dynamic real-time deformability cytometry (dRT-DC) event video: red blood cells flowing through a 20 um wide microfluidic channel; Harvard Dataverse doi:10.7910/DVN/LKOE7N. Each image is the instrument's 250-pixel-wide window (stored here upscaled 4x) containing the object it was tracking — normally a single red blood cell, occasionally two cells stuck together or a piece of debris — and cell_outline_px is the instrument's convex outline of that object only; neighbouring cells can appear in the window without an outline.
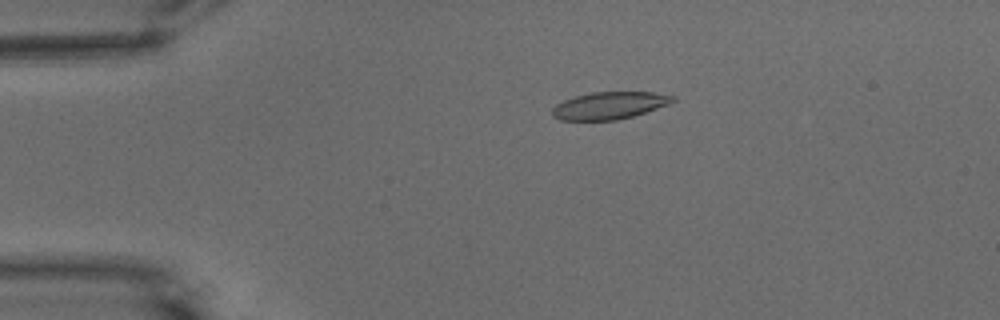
{"species": "common noctule bat (a hibernating species)", "species_latin": "Nyctalus noctula", "temperature_condition": "warm", "stored_images_in_passage": 54, "camera_frame_rate_fps": 3000, "um_per_image_px": 0.085, "animal": {"sex": "male", "body_mass_g": 15.6}, "frame": {"image": 1, "passage_image": 12, "time_ms": 3.667, "image_size_px": [1000, 320], "cell_outline_px": [[676, 100], [668, 104], [632, 116], [616, 120], [560, 120], [552, 116], [552, 108], [556, 104], [564, 100], [576, 96], [592, 92], [652, 92], [676, 96]], "centroid_in_image_um": [51.78, 8.96], "position_along_channel_um": 33.2, "area_um2": 19.02}}
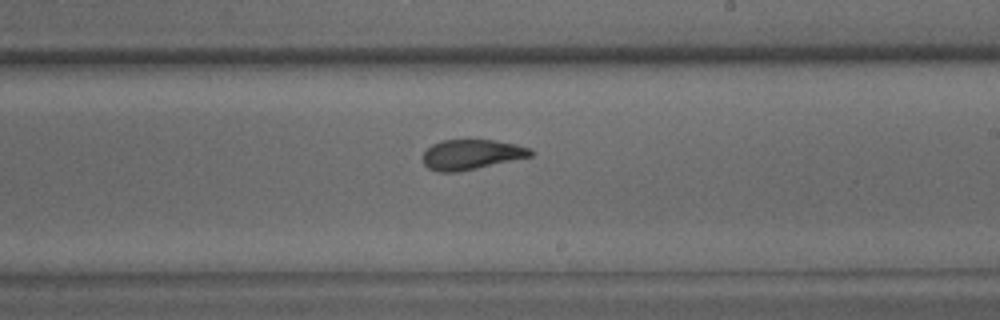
{"frame": {"image": 2, "passage_image": 34, "time_ms": 11.0, "image_size_px": [1000, 320], "cell_outline_px": [[532, 156], [460, 172], [436, 172], [428, 168], [424, 164], [424, 152], [432, 144], [440, 140], [492, 140], [516, 144], [528, 148], [532, 152]], "centroid_in_image_um": [40.04, 13.14], "position_along_channel_um": 249.0, "area_um2": 18.79}}
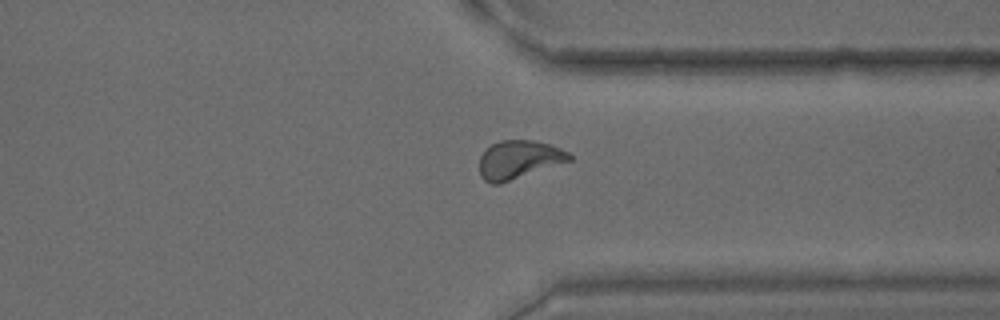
{"frame": {"image": 3, "passage_image": 44, "time_ms": 14.333, "image_size_px": [1000, 320], "cell_outline_px": [[572, 160], [500, 184], [492, 184], [484, 180], [480, 176], [480, 156], [492, 144], [500, 140], [532, 140], [552, 144], [568, 152], [572, 156]], "centroid_in_image_um": [44.11, 13.57], "position_along_channel_um": 367.3, "area_um2": 20.11}, "authors_computed_cell_mechanics": {"area_um2": 19.5942, "velocity_mm_per_s": 3.5637, "shape_relaxation_time_tau1_ms": 5.6018, "shape_relaxation_time_tau2_ms": 1.9989, "deformation_change_tau1": 0.189, "deformation_change_tau2": 0.0765}}